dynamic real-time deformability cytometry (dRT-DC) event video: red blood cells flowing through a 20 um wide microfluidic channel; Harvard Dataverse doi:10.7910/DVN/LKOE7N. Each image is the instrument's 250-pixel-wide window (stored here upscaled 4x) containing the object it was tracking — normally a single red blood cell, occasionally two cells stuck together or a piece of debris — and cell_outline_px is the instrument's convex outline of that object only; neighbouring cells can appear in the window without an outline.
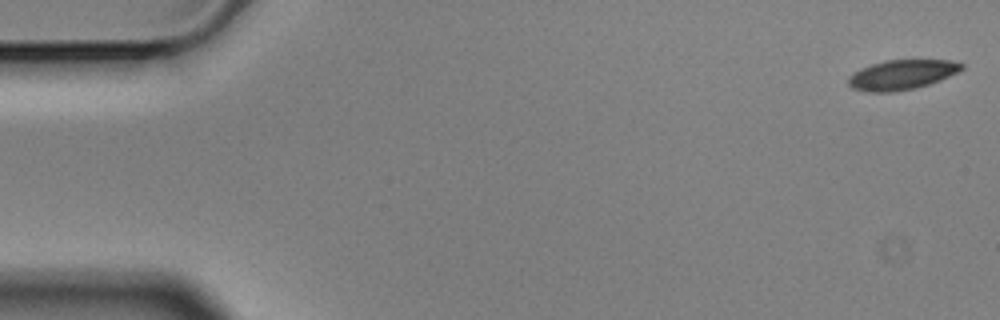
{"species": "Egyptian fruit bat (a non-hibernating species)", "species_latin": "Rousettus aegyptiacus", "temperature_condition": "cold", "stored_images_in_passage": 5, "camera_frame_rate_fps": 3000, "um_per_image_px": 0.085, "animal": {"sex": "male"}, "frame": {"image": 1, "passage_image": 1, "time_ms": 0.0, "image_size_px": [1000, 320], "cell_outline_px": [[964, 68], [940, 80], [928, 84], [912, 88], [892, 92], [868, 92], [852, 88], [848, 84], [848, 76], [852, 72], [860, 68], [884, 60], [952, 60], [964, 64]], "centroid_in_image_um": [76.61, 6.34], "position_along_channel_um": 8.4, "area_um2": 19.59}}
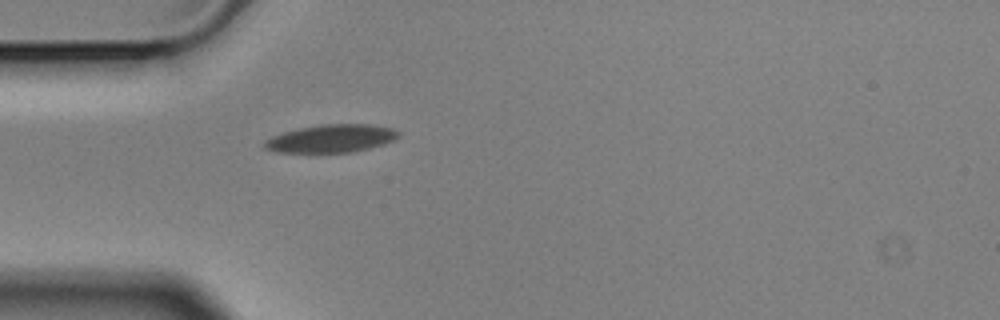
{"frame": {"image": 2, "passage_image": 5, "time_ms": 1.333, "image_size_px": [1000, 320], "cell_outline_px": [[400, 136], [384, 144], [352, 152], [276, 152], [264, 148], [260, 144], [264, 140], [272, 136], [284, 132], [300, 128], [320, 124], [368, 124], [392, 128], [400, 132]], "centroid_in_image_um": [28.12, 11.77], "position_along_channel_um": 56.9, "area_um2": 21.79}}